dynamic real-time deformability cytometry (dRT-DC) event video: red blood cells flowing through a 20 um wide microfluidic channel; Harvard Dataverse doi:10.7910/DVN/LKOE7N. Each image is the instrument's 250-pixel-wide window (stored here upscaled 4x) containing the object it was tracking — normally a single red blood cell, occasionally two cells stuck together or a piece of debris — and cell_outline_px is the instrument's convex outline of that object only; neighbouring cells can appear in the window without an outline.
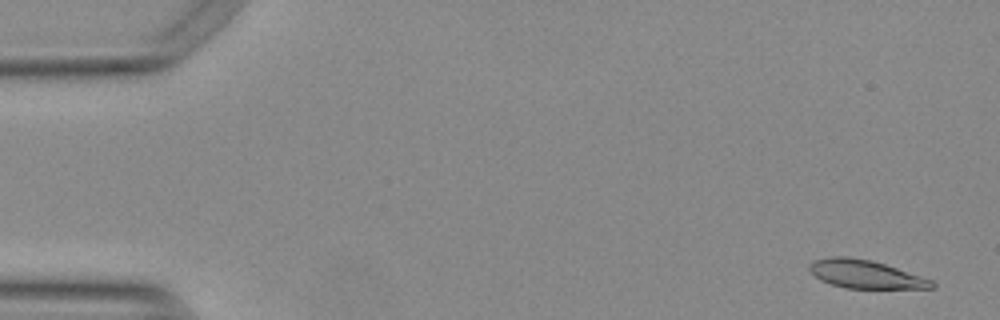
{"species": "Egyptian fruit bat (a non-hibernating species)", "species_latin": "Rousettus aegyptiacus", "temperature_condition": "warm", "stored_images_in_passage": 10, "camera_frame_rate_fps": 3000, "um_per_image_px": 0.085, "animal": {"sex": "female"}, "frame": {"image": 1, "passage_image": 3, "time_ms": 0.667, "image_size_px": [1000, 320], "cell_outline_px": [[936, 288], [844, 288], [820, 280], [808, 268], [812, 260], [828, 256], [848, 256], [872, 260], [932, 280], [936, 284]], "centroid_in_image_um": [73.53, 23.29], "position_along_channel_um": 11.5, "area_um2": 20.06}}